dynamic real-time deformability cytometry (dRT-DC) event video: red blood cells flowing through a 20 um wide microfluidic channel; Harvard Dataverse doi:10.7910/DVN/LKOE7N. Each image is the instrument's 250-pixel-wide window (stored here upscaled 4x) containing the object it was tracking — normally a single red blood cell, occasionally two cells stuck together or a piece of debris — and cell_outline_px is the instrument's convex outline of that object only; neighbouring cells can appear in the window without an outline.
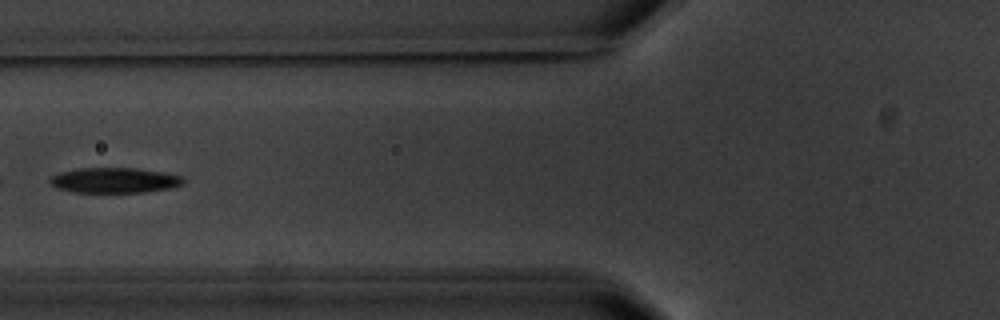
{"species": "common noctule bat (a hibernating species)", "species_latin": "Nyctalus noctula", "temperature_condition": "warm", "stored_images_in_passage": 7, "camera_frame_rate_fps": 3000, "um_per_image_px": 0.085, "animal": {"sex": "male", "body_mass_g": 20.1, "forearm_length_mm": 53.5}, "frame": {"image": 1, "passage_image": 7, "time_ms": 7.0, "image_size_px": [1000, 320], "cell_outline_px": [[184, 184], [168, 188], [144, 192], [72, 192], [56, 188], [48, 180], [52, 176], [60, 172], [80, 168], [136, 168], [164, 172], [180, 176], [184, 180]], "centroid_in_image_um": [9.71, 15.32], "position_along_channel_um": 116.1, "area_um2": 19.54}}